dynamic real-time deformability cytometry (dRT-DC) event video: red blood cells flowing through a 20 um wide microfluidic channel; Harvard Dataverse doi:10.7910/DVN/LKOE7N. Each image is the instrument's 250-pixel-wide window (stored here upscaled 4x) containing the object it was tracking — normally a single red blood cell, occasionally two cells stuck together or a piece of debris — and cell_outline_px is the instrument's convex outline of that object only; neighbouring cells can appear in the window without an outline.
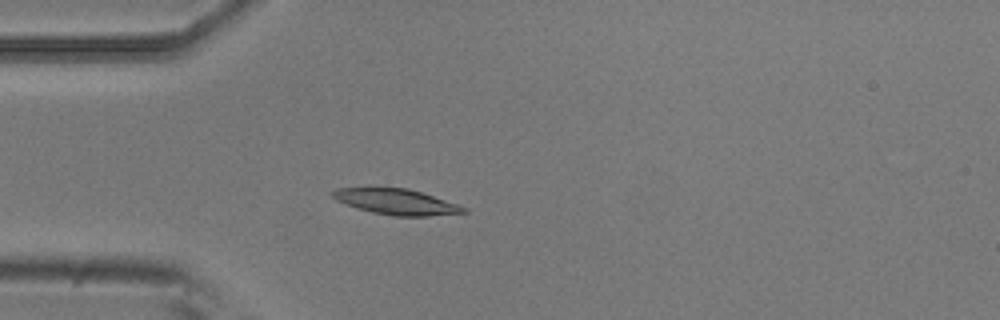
{"species": "common noctule bat (a hibernating species)", "species_latin": "Nyctalus noctula", "temperature_condition": "room temperature", "stored_images_in_passage": 4, "camera_frame_rate_fps": 3000, "um_per_image_px": 0.085, "animal": {"sex": "male", "body_mass_g": 20.5, "forearm_length_mm": 52.5}, "frame": {"image": 1, "passage_image": 4, "time_ms": 4.333, "image_size_px": [1000, 320], "cell_outline_px": [[468, 212], [428, 216], [392, 216], [372, 212], [356, 208], [336, 200], [328, 192], [336, 188], [368, 184], [408, 188], [468, 208]], "centroid_in_image_um": [33.53, 17.09], "position_along_channel_um": 51.5, "area_um2": 20.46}}